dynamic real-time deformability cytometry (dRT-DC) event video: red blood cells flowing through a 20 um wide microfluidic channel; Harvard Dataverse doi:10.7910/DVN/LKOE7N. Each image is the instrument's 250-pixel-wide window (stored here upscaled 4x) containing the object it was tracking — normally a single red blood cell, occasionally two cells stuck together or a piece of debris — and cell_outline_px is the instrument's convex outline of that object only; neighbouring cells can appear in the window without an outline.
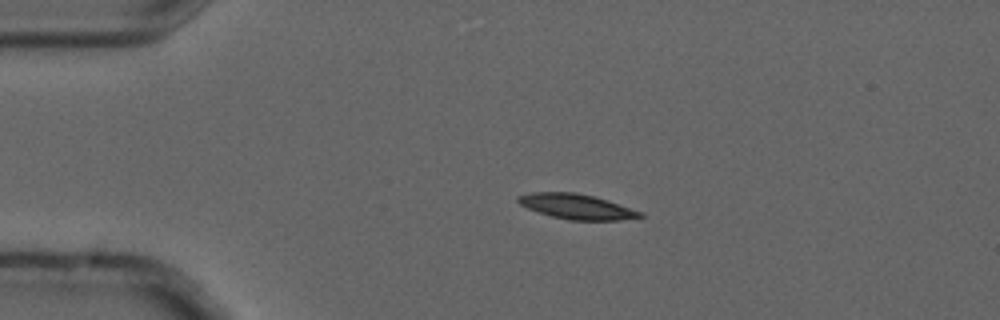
{"species": "common noctule bat (a hibernating species)", "species_latin": "Nyctalus noctula", "temperature_condition": "cold", "stored_images_in_passage": 3, "camera_frame_rate_fps": 3000, "um_per_image_px": 0.085, "animal": {"sex": "male", "forearm_length_mm": 52.5}, "frame": {"image": 1, "passage_image": 2, "time_ms": 0.333, "image_size_px": [1000, 320], "cell_outline_px": [[644, 216], [620, 220], [568, 220], [552, 216], [528, 208], [520, 204], [516, 200], [516, 196], [532, 192], [576, 192], [608, 200], [644, 212]], "centroid_in_image_um": [49.03, 17.55], "position_along_channel_um": 36.0, "area_um2": 17.8}}